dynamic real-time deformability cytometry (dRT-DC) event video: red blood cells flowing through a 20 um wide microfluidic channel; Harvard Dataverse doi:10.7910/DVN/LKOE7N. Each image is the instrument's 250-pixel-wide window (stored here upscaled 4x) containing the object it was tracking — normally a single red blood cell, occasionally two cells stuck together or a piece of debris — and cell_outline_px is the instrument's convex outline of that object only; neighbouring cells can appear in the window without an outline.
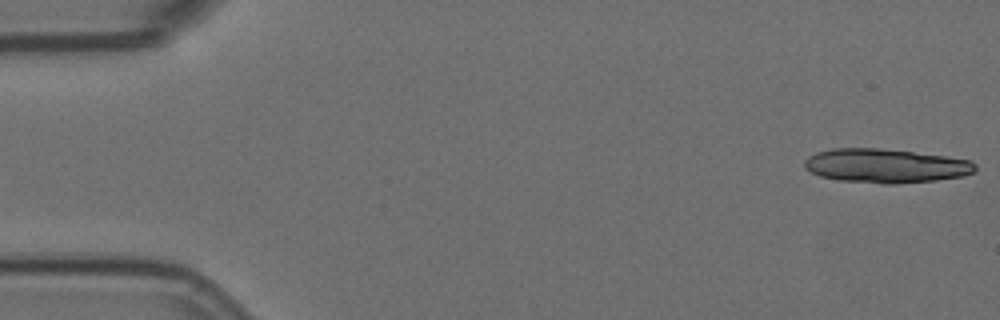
{"species": "Egyptian fruit bat (a non-hibernating species)", "species_latin": "Rousettus aegyptiacus", "temperature_condition": "room temperature", "stored_images_in_passage": 5, "camera_frame_rate_fps": 3000, "um_per_image_px": 0.085, "animal": {"sex": "female"}, "frame": {"image": 1, "passage_image": 1, "time_ms": 0.0, "image_size_px": [1000, 320], "cell_outline_px": [[976, 172], [964, 176], [936, 180], [896, 184], [884, 184], [840, 180], [820, 176], [804, 168], [804, 160], [808, 156], [816, 152], [832, 148], [880, 148], [948, 156], [972, 160], [976, 164]], "centroid_in_image_um": [75.31, 14.09], "position_along_channel_um": 9.7, "area_um2": 34.22}}